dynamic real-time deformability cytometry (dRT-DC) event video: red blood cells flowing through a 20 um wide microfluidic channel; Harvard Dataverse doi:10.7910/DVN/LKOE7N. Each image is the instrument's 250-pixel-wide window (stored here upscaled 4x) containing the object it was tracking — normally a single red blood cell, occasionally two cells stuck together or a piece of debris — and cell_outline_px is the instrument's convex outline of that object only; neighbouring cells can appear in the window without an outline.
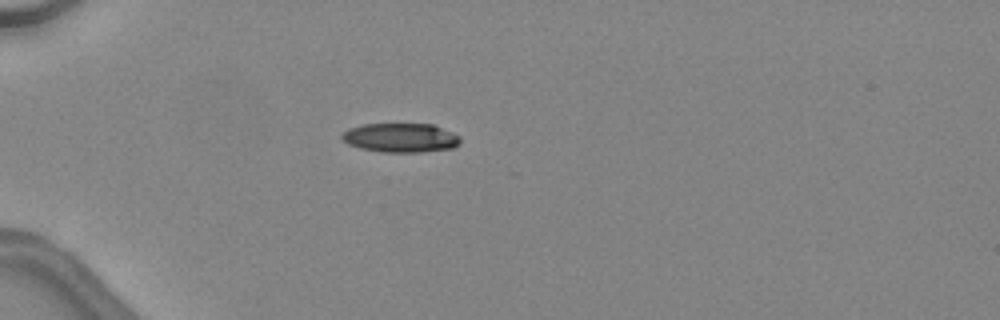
{"species": "common noctule bat (a hibernating species)", "species_latin": "Nyctalus noctula", "temperature_condition": "warm", "stored_images_in_passage": 11, "camera_frame_rate_fps": 3000, "um_per_image_px": 0.085, "animal": {"sex": "female", "body_mass_g": 24.6, "forearm_length_mm": 56.2}, "frame": {"image": 1, "passage_image": 1, "time_ms": 0.0, "image_size_px": [1000, 320], "cell_outline_px": [[460, 144], [452, 148], [424, 152], [380, 152], [360, 148], [348, 144], [340, 136], [348, 128], [364, 124], [432, 124], [452, 132], [460, 136]], "centroid_in_image_um": [34.06, 11.71], "position_along_channel_um": 50.9, "area_um2": 20.17}}